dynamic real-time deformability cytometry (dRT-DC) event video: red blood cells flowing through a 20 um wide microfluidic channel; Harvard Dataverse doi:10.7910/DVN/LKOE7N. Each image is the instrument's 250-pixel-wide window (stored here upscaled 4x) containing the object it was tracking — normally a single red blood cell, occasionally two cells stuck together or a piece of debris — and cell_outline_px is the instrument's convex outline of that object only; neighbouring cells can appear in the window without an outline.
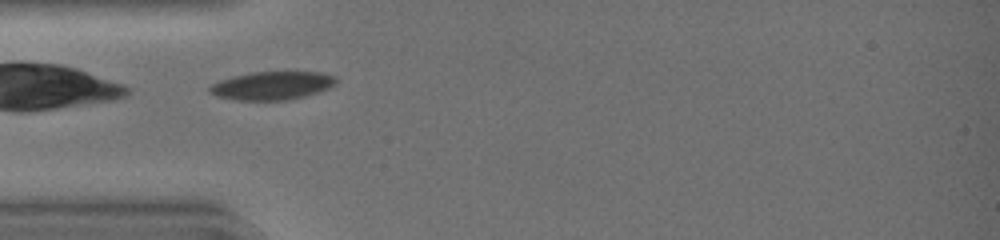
{"species": "common noctule bat (a hibernating species)", "species_latin": "Nyctalus noctula", "temperature_condition": "warm", "stored_images_in_passage": 26, "camera_frame_rate_fps": 3000, "um_per_image_px": 0.085, "animal": {"sex": "female", "body_mass_g": 19.0, "forearm_length_mm": 51.5}, "frame": {"image": 1, "passage_image": 1, "time_ms": 0.0, "image_size_px": [1000, 240], "cell_outline_px": [[336, 84], [320, 92], [304, 96], [284, 100], [236, 100], [216, 96], [208, 92], [208, 88], [212, 84], [220, 80], [232, 76], [252, 72], [320, 72], [336, 76]], "centroid_in_image_um": [23.11, 7.27], "position_along_channel_um": 61.9, "area_um2": 20.87}, "authors_computed_cell_mechanics": {"area_um2": 20.9525, "velocity_mm_per_s": 4.3874, "shape_relaxation_time_tau1_ms": 5.5798, "shape_relaxation_time_tau2_ms": 1.8831, "deformation_change_tau1": 0.1427, "deformation_change_tau2": 0.0532}}